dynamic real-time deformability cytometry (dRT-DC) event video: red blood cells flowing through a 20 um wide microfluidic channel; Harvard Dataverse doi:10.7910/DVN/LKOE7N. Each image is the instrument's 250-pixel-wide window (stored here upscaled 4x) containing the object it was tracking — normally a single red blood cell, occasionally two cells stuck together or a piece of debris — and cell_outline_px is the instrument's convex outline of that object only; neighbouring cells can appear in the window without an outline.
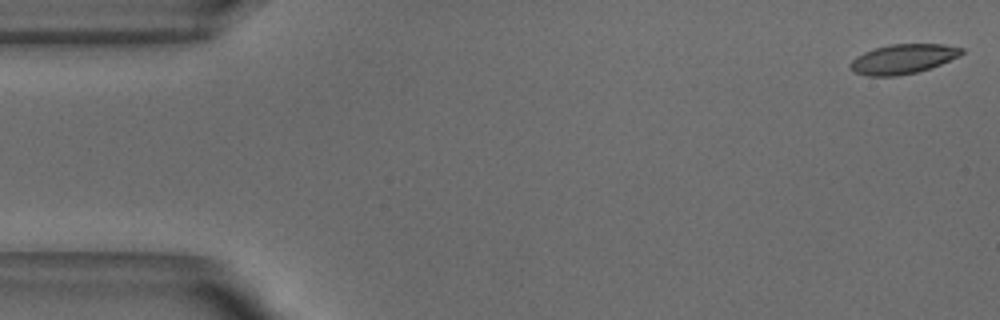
{"species": "common noctule bat (a hibernating species)", "species_latin": "Nyctalus noctula", "temperature_condition": "warm", "stored_images_in_passage": 52, "camera_frame_rate_fps": 3000, "um_per_image_px": 0.085, "animal": {"sex": "male", "body_mass_g": 18.8}, "frame": {"image": 1, "passage_image": 1, "time_ms": 0.0, "image_size_px": [1000, 320], "cell_outline_px": [[964, 52], [960, 56], [940, 64], [916, 72], [896, 76], [868, 76], [852, 72], [848, 68], [848, 64], [856, 56], [864, 52], [876, 48], [892, 44], [944, 44], [964, 48]], "centroid_in_image_um": [76.72, 5.01], "position_along_channel_um": 8.3, "area_um2": 19.25}}
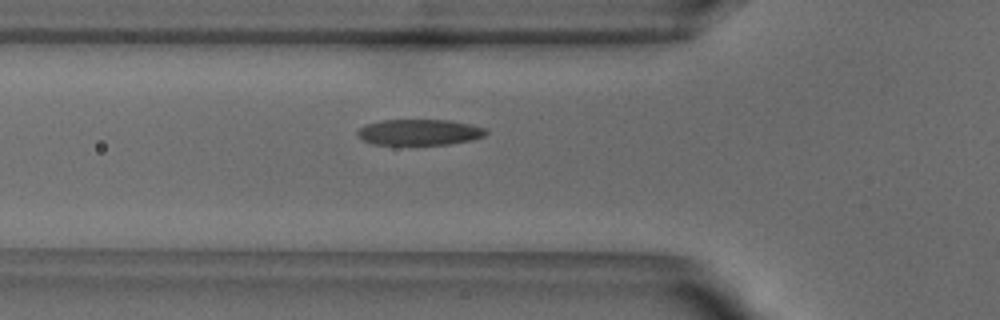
{"frame": {"image": 2, "passage_image": 17, "time_ms": 5.333, "image_size_px": [1000, 320], "cell_outline_px": [[488, 132], [484, 136], [472, 140], [448, 144], [372, 144], [356, 136], [356, 132], [364, 124], [384, 120], [448, 120], [468, 124], [484, 128]], "centroid_in_image_um": [35.61, 11.23], "position_along_channel_um": 90.2, "area_um2": 19.25}}
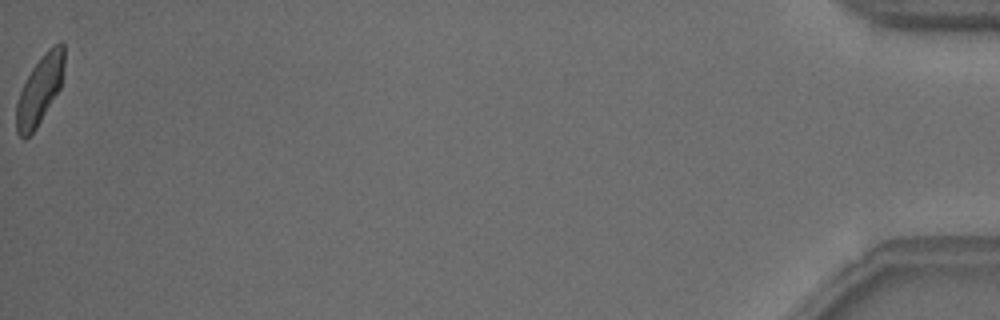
{"frame": {"image": 3, "passage_image": 52, "time_ms": 17.0, "image_size_px": [1000, 320], "cell_outline_px": [[64, 64], [60, 88], [36, 128], [24, 140], [16, 132], [16, 104], [20, 92], [32, 68], [44, 52], [48, 48], [60, 40], [64, 44]], "centroid_in_image_um": [3.38, 7.62], "position_along_channel_um": 431.8, "area_um2": 18.96}, "authors_computed_cell_mechanics": {"area_um2": 19.7965, "velocity_mm_per_s": 3.8198, "shape_relaxation_time_tau1_ms": 2.3345, "shape_relaxation_time_tau2_ms": 1.0531, "deformation_change_tau1": 0.1367, "deformation_change_tau2": 0.0807}}